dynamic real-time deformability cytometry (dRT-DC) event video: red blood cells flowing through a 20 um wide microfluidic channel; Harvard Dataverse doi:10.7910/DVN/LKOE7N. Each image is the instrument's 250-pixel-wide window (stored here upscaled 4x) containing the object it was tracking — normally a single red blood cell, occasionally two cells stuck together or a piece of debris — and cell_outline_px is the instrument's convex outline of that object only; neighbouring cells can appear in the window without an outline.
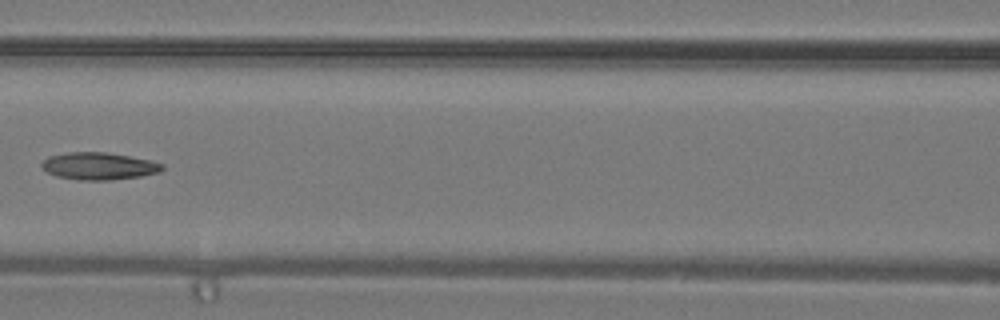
{"species": "common noctule bat (a hibernating species)", "species_latin": "Nyctalus noctula", "temperature_condition": "warm", "stored_images_in_passage": 29, "camera_frame_rate_fps": 3000, "um_per_image_px": 0.085, "animal": {"sex": "male", "body_mass_g": 19.2, "forearm_length_mm": 51.8}, "frame": {"image": 1, "passage_image": 9, "time_ms": 2.667, "image_size_px": [1000, 320], "cell_outline_px": [[164, 168], [160, 172], [140, 176], [112, 180], [80, 180], [56, 176], [48, 172], [40, 164], [48, 156], [68, 152], [108, 152], [152, 160], [164, 164]], "centroid_in_image_um": [8.43, 14.11], "position_along_channel_um": 158.2, "area_um2": 19.25}}
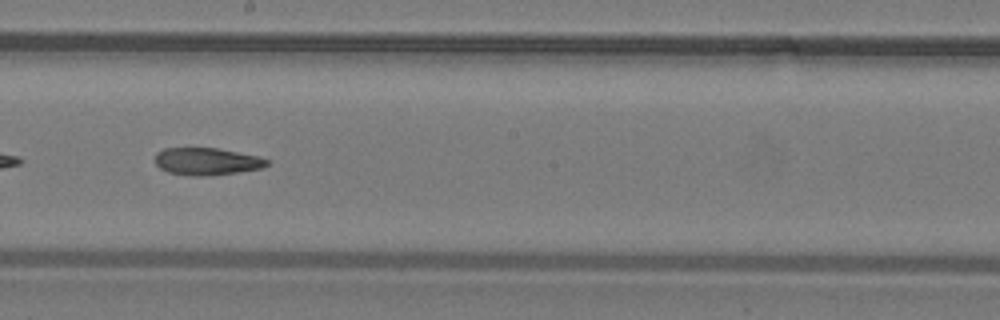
{"frame": {"image": 2, "passage_image": 13, "time_ms": 4.0, "image_size_px": [1000, 320], "cell_outline_px": [[268, 164], [260, 168], [236, 172], [200, 176], [196, 176], [168, 172], [160, 168], [156, 164], [156, 152], [164, 148], [216, 148], [256, 156], [268, 160]], "centroid_in_image_um": [17.52, 13.71], "position_along_channel_um": 230.7, "area_um2": 17.34}}